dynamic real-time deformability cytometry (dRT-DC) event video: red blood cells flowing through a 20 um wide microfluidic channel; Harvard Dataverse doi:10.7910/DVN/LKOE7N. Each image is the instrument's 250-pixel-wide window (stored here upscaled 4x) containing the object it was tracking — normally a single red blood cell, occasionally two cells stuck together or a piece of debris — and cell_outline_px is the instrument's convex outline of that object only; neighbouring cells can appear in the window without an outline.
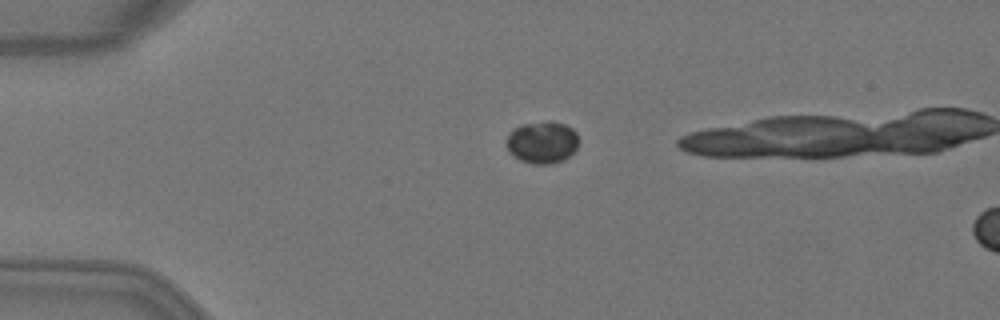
{"species": "Egyptian fruit bat (a non-hibernating species)", "species_latin": "Rousettus aegyptiacus", "temperature_condition": "warm", "stored_images_in_passage": 5, "camera_frame_rate_fps": 3000, "um_per_image_px": 0.085, "animal": {"sex": "female"}, "frame": {"image": 1, "passage_image": 4, "time_ms": 1.0, "image_size_px": [1000, 320], "cell_outline_px": [[580, 140], [576, 148], [564, 160], [552, 164], [532, 164], [520, 160], [508, 152], [504, 144], [504, 140], [508, 132], [520, 124], [548, 120], [552, 120], [564, 124], [572, 128], [576, 132]], "centroid_in_image_um": [46.04, 12.08], "position_along_channel_um": 39.0, "area_um2": 18.38}}